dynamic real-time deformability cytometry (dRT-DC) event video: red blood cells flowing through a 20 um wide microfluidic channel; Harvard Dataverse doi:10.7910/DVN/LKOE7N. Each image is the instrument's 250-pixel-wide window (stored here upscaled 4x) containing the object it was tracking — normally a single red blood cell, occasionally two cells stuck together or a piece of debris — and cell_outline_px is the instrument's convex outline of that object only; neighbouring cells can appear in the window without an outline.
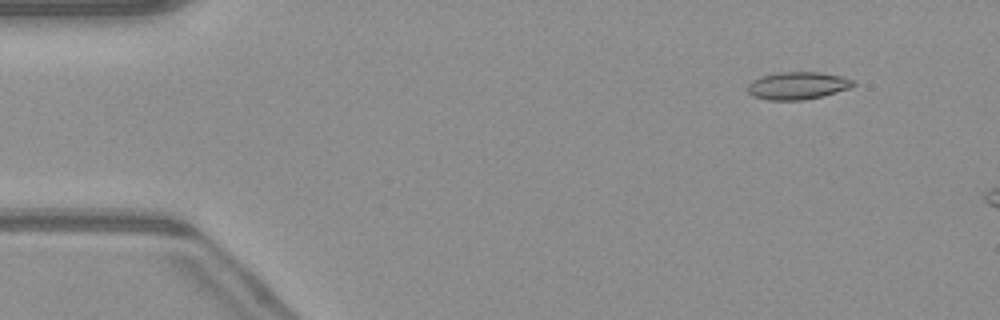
{"species": "common noctule bat (a hibernating species)", "species_latin": "Nyctalus noctula", "temperature_condition": "warm", "stored_images_in_passage": 48, "camera_frame_rate_fps": 3000, "um_per_image_px": 0.085, "animal": {"sex": "male", "body_mass_g": 23.1, "forearm_length_mm": 52.7}, "frame": {"image": 1, "passage_image": 5, "time_ms": 1.333, "image_size_px": [1000, 320], "cell_outline_px": [[856, 84], [848, 88], [820, 96], [804, 100], [768, 100], [752, 96], [748, 92], [748, 84], [752, 80], [760, 76], [776, 72], [820, 72], [844, 76], [856, 80]], "centroid_in_image_um": [67.79, 7.26], "position_along_channel_um": 17.2, "area_um2": 17.05}}
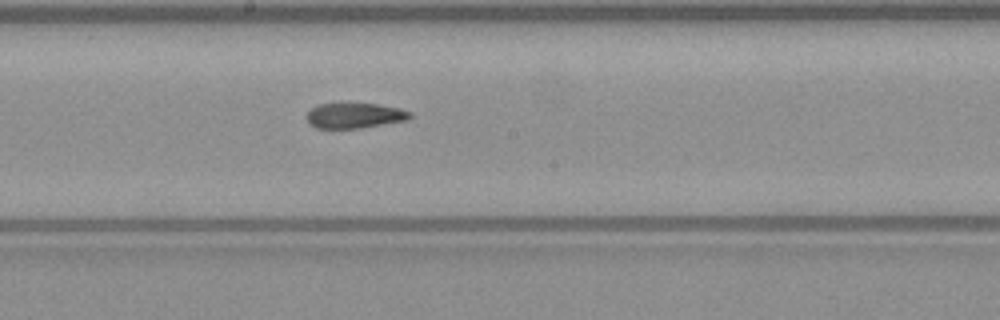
{"frame": {"image": 2, "passage_image": 27, "time_ms": 8.667, "image_size_px": [1000, 320], "cell_outline_px": [[412, 116], [408, 120], [360, 128], [316, 128], [308, 124], [304, 116], [312, 108], [320, 104], [376, 104], [400, 108], [412, 112]], "centroid_in_image_um": [30.13, 9.83], "position_along_channel_um": 218.1, "area_um2": 15.26}}
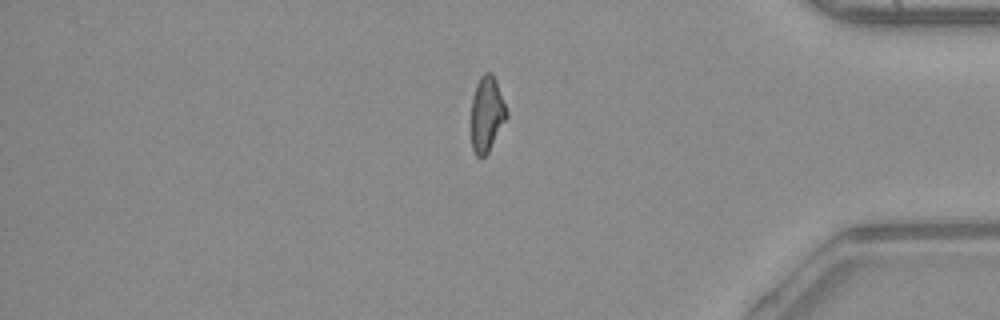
{"frame": {"image": 3, "passage_image": 42, "time_ms": 13.667, "image_size_px": [1000, 320], "cell_outline_px": [[508, 116], [488, 152], [484, 156], [476, 156], [472, 148], [472, 96], [476, 84], [480, 76], [484, 72], [492, 72], [496, 80], [508, 112]], "centroid_in_image_um": [41.38, 9.66], "position_along_channel_um": 393.8, "area_um2": 15.49}}